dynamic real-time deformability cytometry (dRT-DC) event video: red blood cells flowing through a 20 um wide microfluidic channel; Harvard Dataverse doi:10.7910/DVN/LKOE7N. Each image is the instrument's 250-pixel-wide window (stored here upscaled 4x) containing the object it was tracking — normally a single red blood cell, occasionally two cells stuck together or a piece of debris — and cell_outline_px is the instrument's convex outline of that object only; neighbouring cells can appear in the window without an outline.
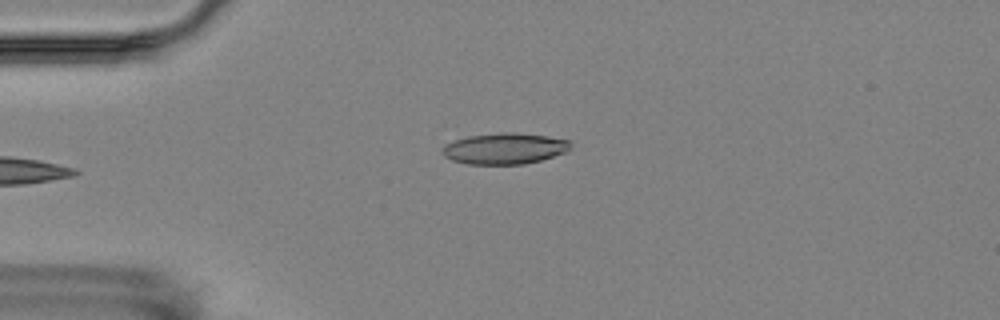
{"species": "Egyptian fruit bat (a non-hibernating species)", "species_latin": "Rousettus aegyptiacus", "temperature_condition": "room temperature", "stored_images_in_passage": 4, "camera_frame_rate_fps": 3000, "um_per_image_px": 0.085, "animal": {"sex": "female"}, "frame": {"image": 1, "passage_image": 3, "time_ms": 3.333, "image_size_px": [1000, 320], "cell_outline_px": [[572, 144], [564, 152], [540, 160], [524, 164], [468, 164], [452, 160], [444, 156], [444, 144], [468, 136], [508, 132], [512, 132], [548, 136], [572, 140]], "centroid_in_image_um": [42.91, 12.62], "position_along_channel_um": 42.1, "area_um2": 22.95}}